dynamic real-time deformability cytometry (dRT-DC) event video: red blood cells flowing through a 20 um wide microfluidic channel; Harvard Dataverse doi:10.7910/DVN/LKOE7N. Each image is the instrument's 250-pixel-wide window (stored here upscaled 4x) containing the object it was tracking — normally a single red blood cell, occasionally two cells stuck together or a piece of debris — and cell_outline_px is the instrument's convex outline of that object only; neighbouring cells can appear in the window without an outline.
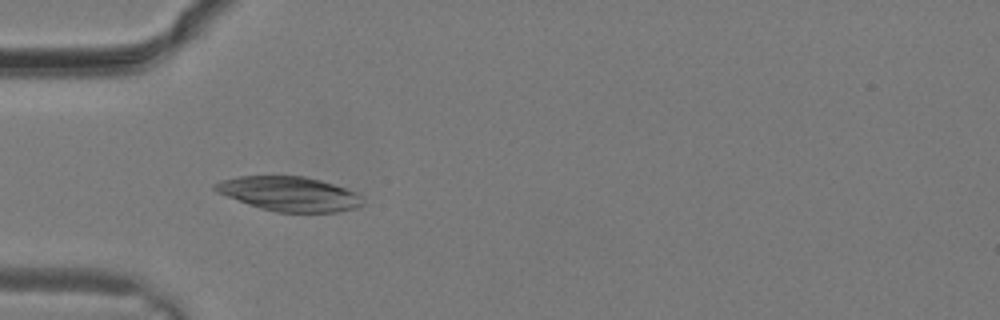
{"species": "common noctule bat (a hibernating species)", "species_latin": "Nyctalus noctula", "temperature_condition": "warm", "stored_images_in_passage": 9, "camera_frame_rate_fps": 3000, "um_per_image_px": 0.085, "animal": {"sex": "male", "body_mass_g": 19.2, "forearm_length_mm": 51.8}, "frame": {"image": 1, "passage_image": 2, "time_ms": 0.333, "image_size_px": [1000, 320], "cell_outline_px": [[364, 204], [356, 208], [336, 212], [276, 212], [260, 208], [248, 204], [216, 192], [212, 188], [212, 184], [220, 180], [240, 176], [304, 176], [320, 180], [356, 192], [360, 196]], "centroid_in_image_um": [24.55, 16.47], "position_along_channel_um": 60.4, "area_um2": 29.59}}
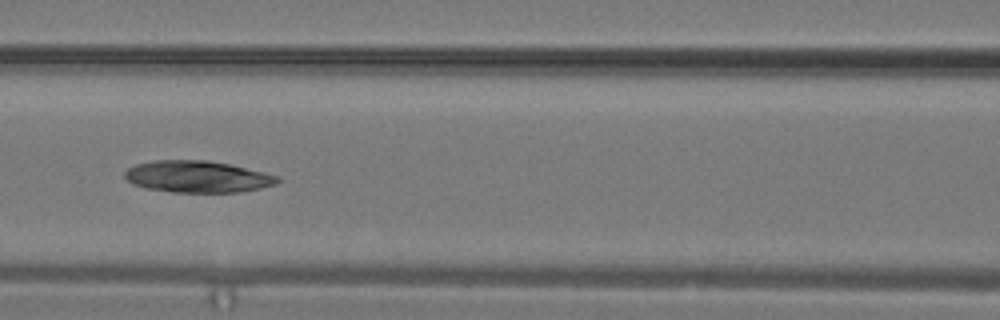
{"frame": {"image": 2, "passage_image": 6, "time_ms": 1.667, "image_size_px": [1000, 320], "cell_outline_px": [[280, 180], [276, 184], [260, 188], [240, 192], [172, 192], [144, 188], [132, 184], [124, 176], [124, 172], [128, 168], [136, 164], [156, 160], [208, 160], [232, 164], [280, 176]], "centroid_in_image_um": [16.79, 15.01], "position_along_channel_um": 149.8, "area_um2": 28.44}}
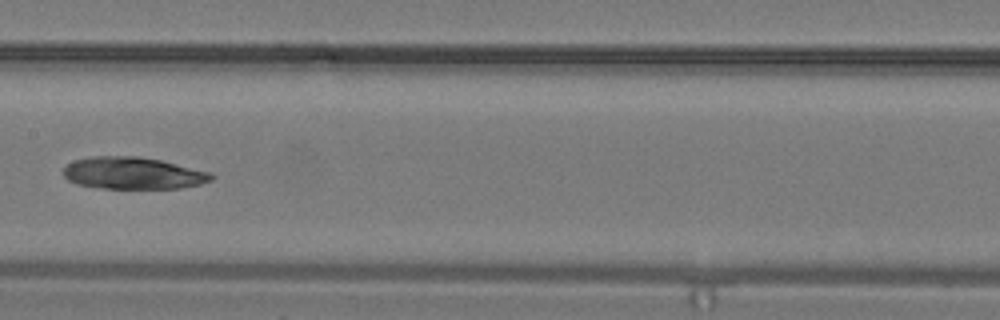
{"frame": {"image": 3, "passage_image": 8, "time_ms": 2.333, "image_size_px": [1000, 320], "cell_outline_px": [[216, 176], [212, 180], [200, 184], [180, 188], [104, 188], [76, 184], [68, 180], [64, 176], [64, 168], [72, 160], [92, 156], [140, 156], [160, 160], [212, 172]], "centroid_in_image_um": [11.32, 14.71], "position_along_channel_um": 196.1, "area_um2": 27.69}}